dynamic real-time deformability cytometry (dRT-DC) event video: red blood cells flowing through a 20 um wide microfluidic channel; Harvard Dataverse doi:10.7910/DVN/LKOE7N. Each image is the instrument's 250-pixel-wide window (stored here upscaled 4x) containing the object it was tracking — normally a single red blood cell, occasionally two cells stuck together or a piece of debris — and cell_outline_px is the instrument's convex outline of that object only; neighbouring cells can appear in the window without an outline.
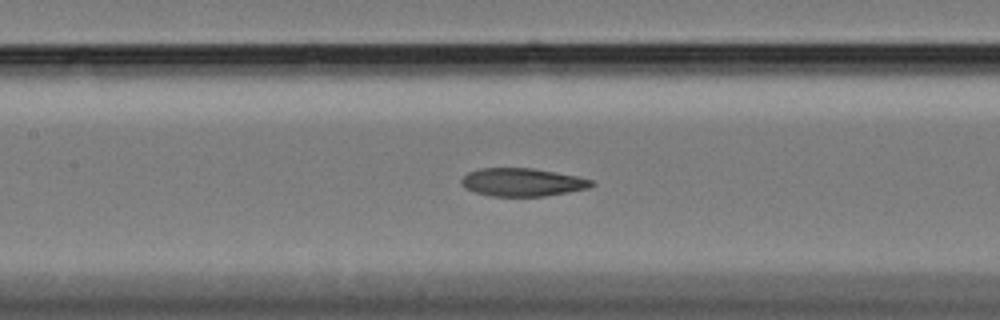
{"species": "Egyptian fruit bat (a non-hibernating species)", "species_latin": "Rousettus aegyptiacus", "temperature_condition": "cold", "stored_images_in_passage": 42, "camera_frame_rate_fps": 3000, "um_per_image_px": 0.085, "animal": {"sex": "female"}, "frame": {"image": 1, "passage_image": 15, "time_ms": 4.667, "image_size_px": [1000, 320], "cell_outline_px": [[596, 184], [588, 188], [568, 192], [544, 196], [492, 196], [476, 192], [464, 188], [460, 184], [460, 180], [468, 172], [480, 168], [532, 168], [556, 172], [576, 176], [592, 180]], "centroid_in_image_um": [44.38, 15.48], "position_along_channel_um": 163.0, "area_um2": 21.27}}
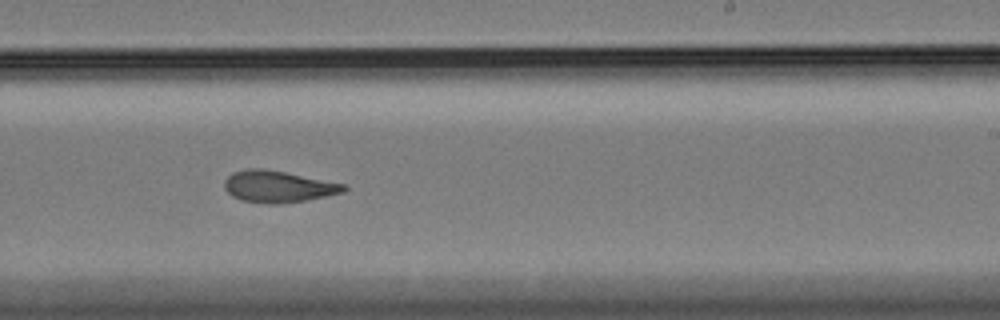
{"frame": {"image": 2, "passage_image": 24, "time_ms": 7.667, "image_size_px": [1000, 320], "cell_outline_px": [[348, 188], [344, 192], [304, 200], [280, 204], [268, 204], [244, 200], [232, 196], [224, 188], [224, 180], [232, 172], [248, 168], [260, 168], [284, 172], [348, 184]], "centroid_in_image_um": [23.64, 15.85], "position_along_channel_um": 265.4, "area_um2": 21.96}}
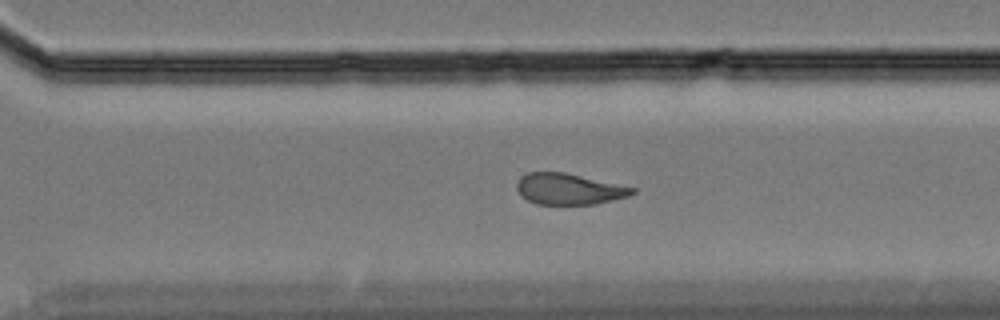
{"frame": {"image": 3, "passage_image": 29, "time_ms": 9.333, "image_size_px": [1000, 320], "cell_outline_px": [[636, 192], [628, 196], [596, 204], [536, 204], [520, 196], [516, 188], [516, 184], [520, 176], [528, 172], [564, 172], [636, 188]], "centroid_in_image_um": [48.32, 16.06], "position_along_channel_um": 322.3, "area_um2": 20.92}, "authors_computed_cell_mechanics": {"area_um2": 22.0218, "velocity_mm_per_s": 3.4211, "shape_relaxation_time_tau1_ms": null, "shape_relaxation_time_tau2_ms": 3.2189, "deformation_change_tau1": null, "deformation_change_tau2": 0.0947}}